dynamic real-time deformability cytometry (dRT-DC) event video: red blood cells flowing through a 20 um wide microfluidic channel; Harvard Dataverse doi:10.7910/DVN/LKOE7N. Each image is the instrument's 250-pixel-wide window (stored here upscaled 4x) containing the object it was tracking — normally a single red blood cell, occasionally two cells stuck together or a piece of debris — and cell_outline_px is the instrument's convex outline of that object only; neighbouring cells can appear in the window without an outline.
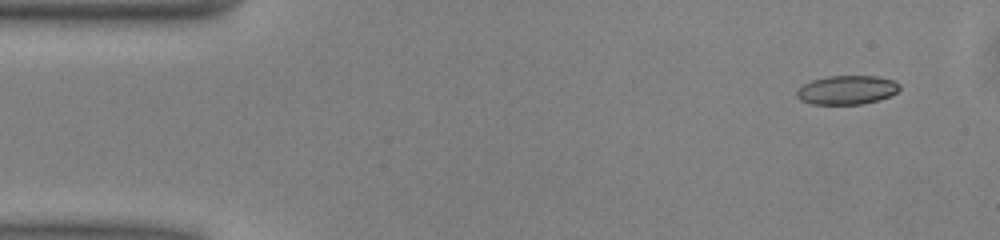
{"species": "common noctule bat (a hibernating species)", "species_latin": "Nyctalus noctula", "temperature_condition": "warm", "stored_images_in_passage": 47, "camera_frame_rate_fps": 3000, "um_per_image_px": 0.085, "animal": {"sex": "male", "body_mass_g": 13.0, "forearm_length_mm": 53.1}, "frame": {"image": 1, "passage_image": 1, "time_ms": 0.0, "image_size_px": [1000, 240], "cell_outline_px": [[900, 88], [896, 92], [880, 100], [864, 104], [812, 104], [800, 100], [796, 96], [796, 88], [812, 80], [828, 76], [876, 76], [892, 80], [900, 84]], "centroid_in_image_um": [71.96, 7.65], "position_along_channel_um": 13.0, "area_um2": 17.4}}
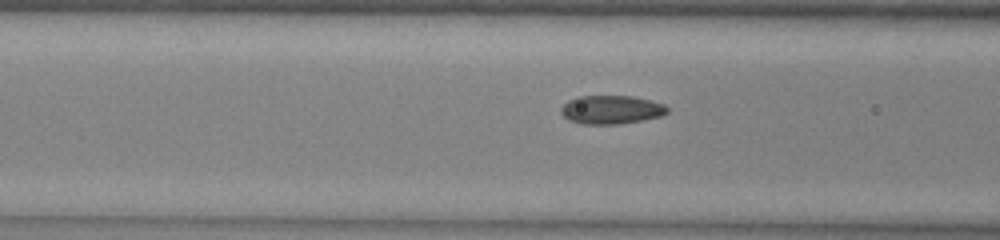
{"frame": {"image": 2, "passage_image": 16, "time_ms": 5.0, "image_size_px": [1000, 240], "cell_outline_px": [[668, 112], [660, 116], [620, 124], [580, 124], [568, 120], [560, 112], [560, 108], [568, 100], [576, 96], [632, 96], [664, 104], [668, 108]], "centroid_in_image_um": [51.91, 9.32], "position_along_channel_um": 114.7, "area_um2": 17.69}}
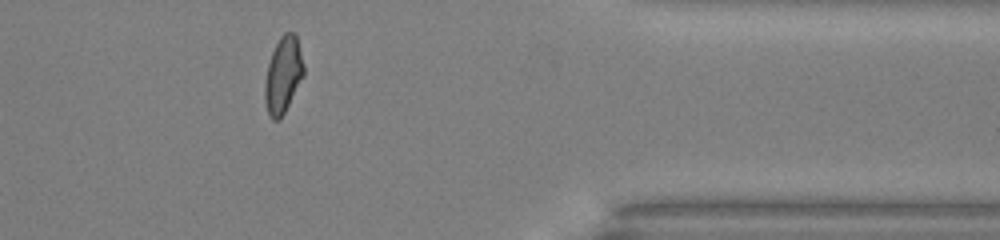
{"frame": {"image": 3, "passage_image": 38, "time_ms": 12.333, "image_size_px": [1000, 240], "cell_outline_px": [[304, 76], [280, 120], [272, 120], [268, 116], [264, 100], [264, 84], [268, 64], [272, 52], [280, 36], [284, 32], [292, 32], [296, 36], [304, 68]], "centroid_in_image_um": [24.04, 6.41], "position_along_channel_um": 387.4, "area_um2": 17.28}, "authors_computed_cell_mechanics": {"area_um2": 17.3978, "velocity_mm_per_s": 4.0647, "shape_relaxation_time_tau1_ms": 4.8142, "shape_relaxation_time_tau2_ms": 0.965, "deformation_change_tau1": 0.1503, "deformation_change_tau2": 0.0671}}